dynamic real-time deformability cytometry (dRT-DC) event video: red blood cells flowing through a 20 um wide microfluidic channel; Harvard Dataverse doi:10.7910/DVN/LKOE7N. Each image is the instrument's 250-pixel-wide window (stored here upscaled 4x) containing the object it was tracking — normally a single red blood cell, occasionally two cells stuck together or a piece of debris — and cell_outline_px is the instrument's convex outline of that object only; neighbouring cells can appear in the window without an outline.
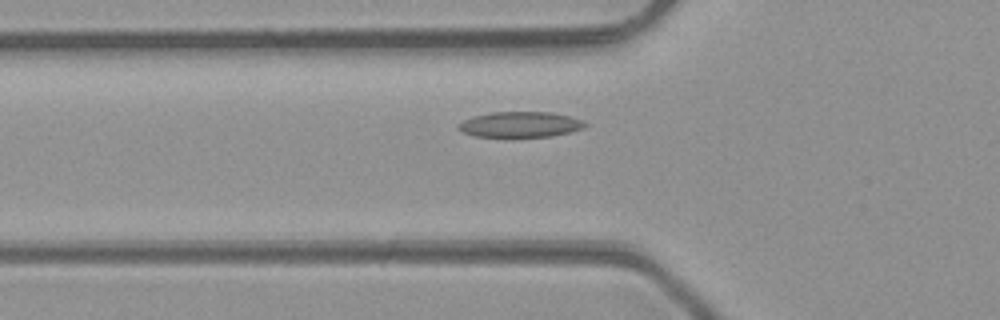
{"species": "common noctule bat (a hibernating species)", "species_latin": "Nyctalus noctula", "temperature_condition": "room temperature", "stored_images_in_passage": 40, "camera_frame_rate_fps": 3000, "um_per_image_px": 0.085, "animal": {"sex": "male", "body_mass_g": 23.1, "forearm_length_mm": 52.7}, "frame": {"image": 1, "passage_image": 8, "time_ms": 2.333, "image_size_px": [1000, 320], "cell_outline_px": [[588, 124], [584, 128], [552, 136], [504, 140], [472, 136], [456, 128], [456, 124], [472, 116], [492, 112], [552, 112], [584, 120]], "centroid_in_image_um": [44.15, 10.63], "position_along_channel_um": 81.6, "area_um2": 19.94}}
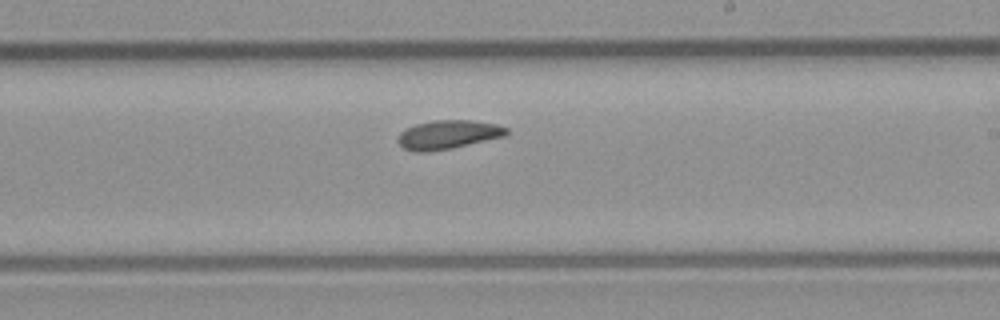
{"frame": {"image": 2, "passage_image": 20, "time_ms": 6.333, "image_size_px": [1000, 320], "cell_outline_px": [[508, 132], [504, 136], [452, 148], [428, 152], [416, 152], [404, 148], [396, 140], [400, 132], [404, 128], [416, 124], [432, 120], [472, 120], [496, 124], [508, 128]], "centroid_in_image_um": [38.04, 11.43], "position_along_channel_um": 251.0, "area_um2": 18.26}}
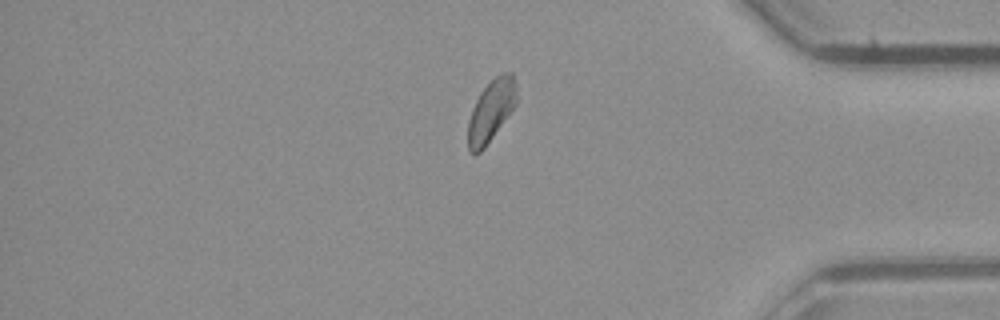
{"frame": {"image": 3, "passage_image": 32, "time_ms": 10.333, "image_size_px": [1000, 320], "cell_outline_px": [[516, 104], [484, 148], [480, 152], [472, 156], [468, 148], [468, 120], [472, 108], [480, 92], [500, 72], [512, 72], [516, 84]], "centroid_in_image_um": [41.72, 9.41], "position_along_channel_um": 393.5, "area_um2": 17.34}}